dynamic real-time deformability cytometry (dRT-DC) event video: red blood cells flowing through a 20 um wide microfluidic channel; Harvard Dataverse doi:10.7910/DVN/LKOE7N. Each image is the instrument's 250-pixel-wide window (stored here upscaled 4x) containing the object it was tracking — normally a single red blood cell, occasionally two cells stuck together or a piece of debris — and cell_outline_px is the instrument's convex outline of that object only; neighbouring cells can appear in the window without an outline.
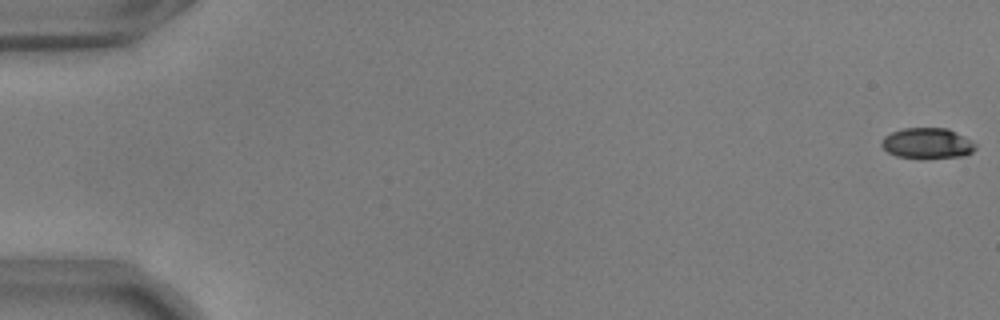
{"species": "common noctule bat (a hibernating species)", "species_latin": "Nyctalus noctula", "temperature_condition": "warm", "stored_images_in_passage": 14, "camera_frame_rate_fps": 3000, "um_per_image_px": 0.085, "animal": {"sex": "male", "body_mass_g": 17.9, "forearm_length_mm": 54.2}, "frame": {"image": 1, "passage_image": 1, "time_ms": 0.0, "image_size_px": [1000, 320], "cell_outline_px": [[976, 148], [972, 152], [964, 156], [920, 160], [896, 156], [888, 152], [880, 144], [880, 140], [884, 136], [892, 132], [904, 128], [948, 128], [964, 136], [976, 144]], "centroid_in_image_um": [78.81, 12.21], "position_along_channel_um": 6.2, "area_um2": 17.22}}